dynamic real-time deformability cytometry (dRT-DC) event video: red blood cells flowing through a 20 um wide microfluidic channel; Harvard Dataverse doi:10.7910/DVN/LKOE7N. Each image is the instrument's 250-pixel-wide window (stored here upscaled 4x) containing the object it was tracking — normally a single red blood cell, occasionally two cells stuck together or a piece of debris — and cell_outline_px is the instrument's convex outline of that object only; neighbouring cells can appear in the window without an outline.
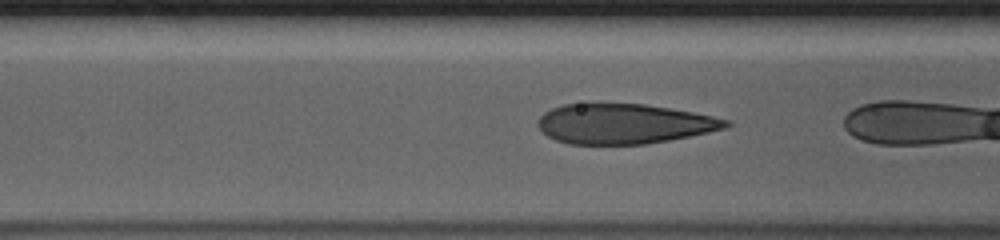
{"species": "human", "species_latin": "Homo sapiens", "temperature_condition": "cold", "stored_images_in_passage": 5, "camera_frame_rate_fps": 3000, "um_per_image_px": 0.085, "donor": {"sex": "male"}, "frame": {"image": 1, "passage_image": 3, "time_ms": 0.667, "image_size_px": [1000, 240], "cell_outline_px": [[732, 124], [724, 128], [708, 132], [668, 140], [644, 144], [568, 144], [556, 140], [548, 136], [536, 124], [540, 116], [544, 112], [552, 108], [564, 104], [588, 100], [644, 104], [692, 112], [732, 120]], "centroid_in_image_um": [52.97, 10.48], "position_along_channel_um": 113.6, "area_um2": 44.62}}